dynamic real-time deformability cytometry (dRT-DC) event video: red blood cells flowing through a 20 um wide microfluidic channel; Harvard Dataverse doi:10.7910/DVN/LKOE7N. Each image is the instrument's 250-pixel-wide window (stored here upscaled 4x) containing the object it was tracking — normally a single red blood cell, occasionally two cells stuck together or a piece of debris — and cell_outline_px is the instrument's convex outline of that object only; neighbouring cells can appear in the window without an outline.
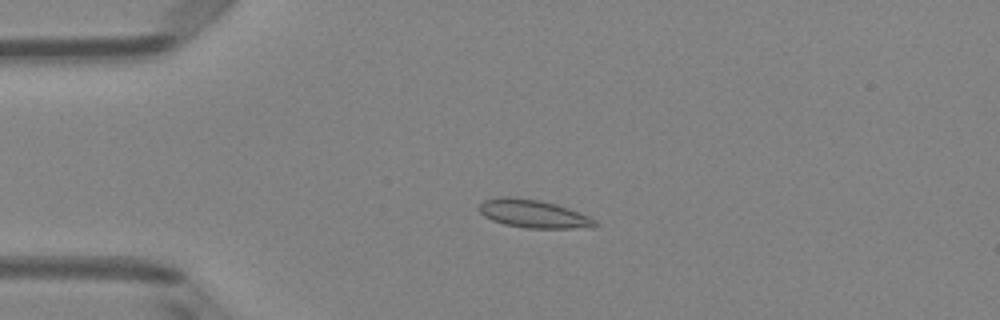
{"species": "Egyptian fruit bat (a non-hibernating species)", "species_latin": "Rousettus aegyptiacus", "temperature_condition": "room temperature", "stored_images_in_passage": 49, "camera_frame_rate_fps": 3000, "um_per_image_px": 0.085, "animal": {"sex": "female"}, "frame": {"image": 1, "passage_image": 11, "time_ms": 3.333, "image_size_px": [1000, 320], "cell_outline_px": [[600, 224], [592, 228], [524, 228], [504, 224], [492, 220], [484, 216], [480, 212], [480, 204], [484, 200], [504, 196], [508, 196], [540, 200], [556, 204], [568, 208], [588, 216], [596, 220]], "centroid_in_image_um": [45.37, 18.18], "position_along_channel_um": 39.6, "area_um2": 19.02}}
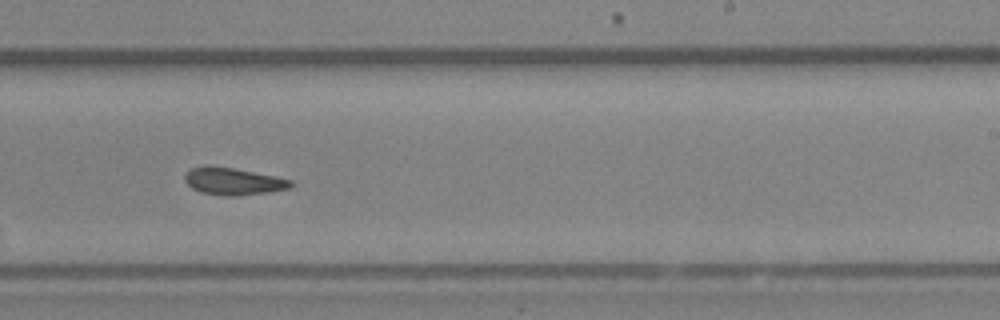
{"frame": {"image": 2, "passage_image": 30, "time_ms": 9.667, "image_size_px": [1000, 320], "cell_outline_px": [[292, 184], [288, 188], [268, 192], [236, 196], [224, 196], [200, 192], [192, 188], [184, 180], [184, 176], [192, 168], [204, 164], [232, 168], [276, 176], [292, 180]], "centroid_in_image_um": [19.79, 15.4], "position_along_channel_um": 269.2, "area_um2": 16.76}}
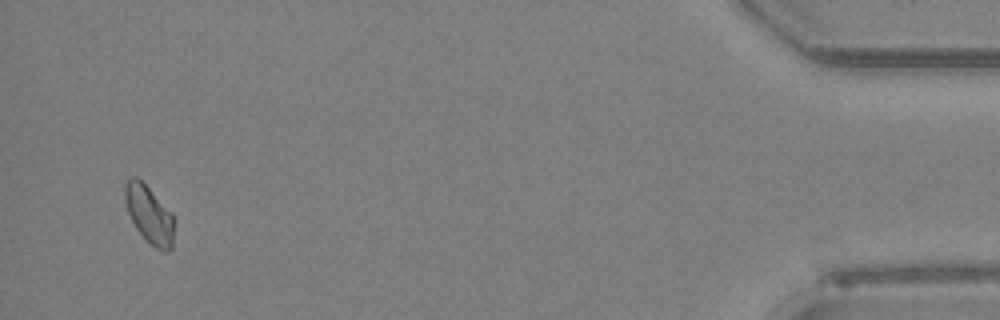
{"frame": {"image": 3, "passage_image": 47, "time_ms": 15.333, "image_size_px": [1000, 320], "cell_outline_px": [[172, 248], [168, 252], [164, 252], [156, 248], [136, 228], [128, 212], [124, 196], [124, 184], [132, 176], [136, 176], [172, 212]], "centroid_in_image_um": [12.66, 18.21], "position_along_channel_um": 422.5, "area_um2": 16.01}, "authors_computed_cell_mechanics": {"area_um2": 17.051, "velocity_mm_per_s": 4.0984, "shape_relaxation_time_tau1_ms": 5.9788, "shape_relaxation_time_tau2_ms": 1.3472, "deformation_change_tau1": 0.0969, "deformation_change_tau2": 0.0613}}